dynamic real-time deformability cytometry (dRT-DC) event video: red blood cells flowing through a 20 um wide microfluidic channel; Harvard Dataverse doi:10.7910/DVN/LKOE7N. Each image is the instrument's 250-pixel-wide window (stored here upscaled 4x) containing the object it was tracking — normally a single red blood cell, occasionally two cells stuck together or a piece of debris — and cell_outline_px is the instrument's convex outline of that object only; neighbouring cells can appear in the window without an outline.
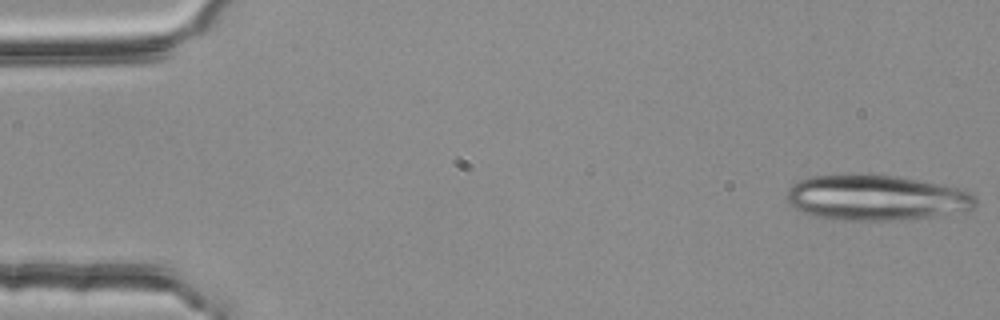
{"species": "common noctule bat (a hibernating species)", "species_latin": "Nyctalus noctula", "temperature_condition": "room temperature", "stored_images_in_passage": 18, "camera_frame_rate_fps": 3000, "um_per_image_px": 0.085, "animal": {"sex": "female", "body_mass_g": 25.1}, "frame": {"image": 1, "passage_image": 1, "time_ms": 0.0, "image_size_px": [1000, 320], "cell_outline_px": [[976, 204], [972, 212], [904, 220], [832, 220], [816, 216], [804, 212], [788, 204], [788, 188], [792, 184], [800, 180], [812, 176], [844, 172], [872, 172], [896, 176], [940, 184], [960, 188], [972, 192], [976, 196]], "centroid_in_image_um": [74.53, 16.78], "position_along_channel_um": 10.5, "area_um2": 51.67}}